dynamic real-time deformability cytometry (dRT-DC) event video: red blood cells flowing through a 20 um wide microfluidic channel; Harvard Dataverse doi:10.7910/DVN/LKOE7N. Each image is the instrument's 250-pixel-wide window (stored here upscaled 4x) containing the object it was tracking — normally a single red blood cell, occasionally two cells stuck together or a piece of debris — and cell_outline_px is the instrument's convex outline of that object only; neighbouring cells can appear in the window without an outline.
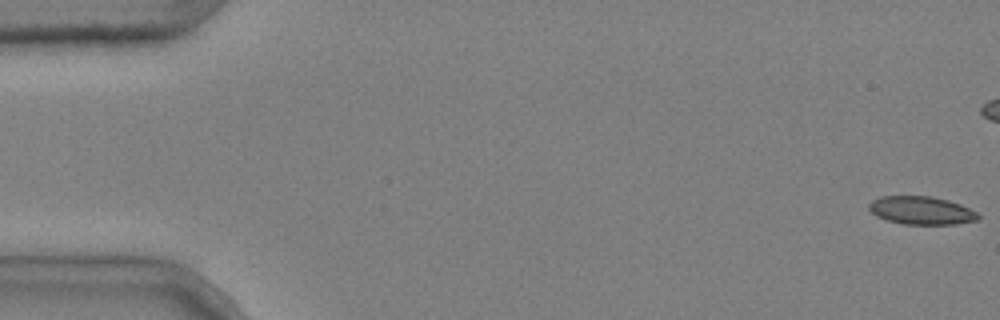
{"species": "common noctule bat (a hibernating species)", "species_latin": "Nyctalus noctula", "temperature_condition": "cold", "stored_images_in_passage": 12, "camera_frame_rate_fps": 3000, "um_per_image_px": 0.085, "animal": {"sex": "male", "body_mass_g": 20.4}, "frame": {"image": 1, "passage_image": 1, "time_ms": 0.0, "image_size_px": [1000, 320], "cell_outline_px": [[980, 220], [956, 224], [904, 224], [888, 220], [876, 216], [868, 208], [868, 204], [872, 200], [880, 196], [928, 196], [948, 200], [960, 204], [976, 212], [980, 216]], "centroid_in_image_um": [78.32, 17.89], "position_along_channel_um": 6.7, "area_um2": 17.86}}